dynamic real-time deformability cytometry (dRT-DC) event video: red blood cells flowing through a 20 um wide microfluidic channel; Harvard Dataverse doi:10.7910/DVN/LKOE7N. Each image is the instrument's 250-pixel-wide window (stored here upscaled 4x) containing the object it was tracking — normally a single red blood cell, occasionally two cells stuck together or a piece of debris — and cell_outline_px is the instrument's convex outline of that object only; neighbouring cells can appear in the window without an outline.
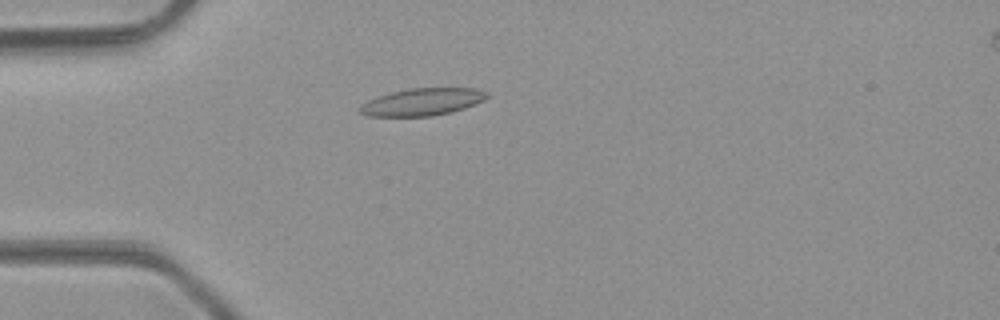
{"species": "common noctule bat (a hibernating species)", "species_latin": "Nyctalus noctula", "temperature_condition": "room temperature", "stored_images_in_passage": 32, "camera_frame_rate_fps": 3000, "um_per_image_px": 0.085, "animal": {"sex": "male", "body_mass_g": 23.1, "forearm_length_mm": 52.7}, "frame": {"image": 1, "passage_image": 1, "time_ms": 0.0, "image_size_px": [1000, 320], "cell_outline_px": [[488, 96], [484, 100], [464, 108], [432, 116], [368, 116], [356, 112], [356, 108], [360, 104], [376, 96], [408, 88], [476, 88], [488, 92]], "centroid_in_image_um": [35.82, 8.66], "position_along_channel_um": 49.2, "area_um2": 20.35}}
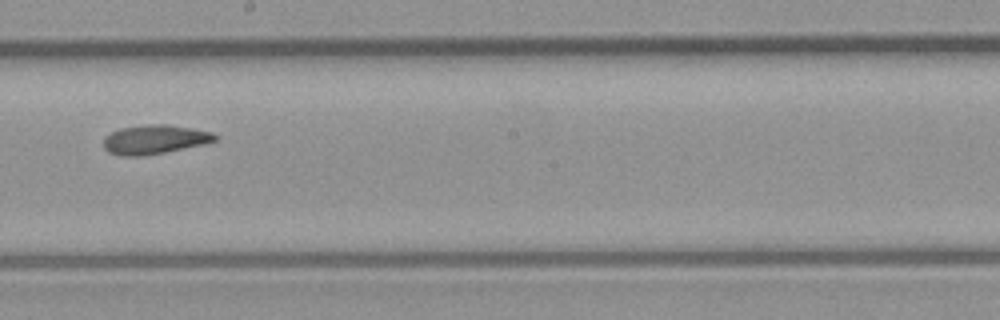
{"frame": {"image": 2, "passage_image": 15, "time_ms": 4.667, "image_size_px": [1000, 320], "cell_outline_px": [[220, 136], [216, 140], [208, 144], [144, 156], [120, 156], [108, 152], [104, 148], [104, 136], [120, 128], [152, 124], [164, 124], [192, 128], [212, 132]], "centroid_in_image_um": [13.18, 11.86], "position_along_channel_um": 235.0, "area_um2": 19.13}}
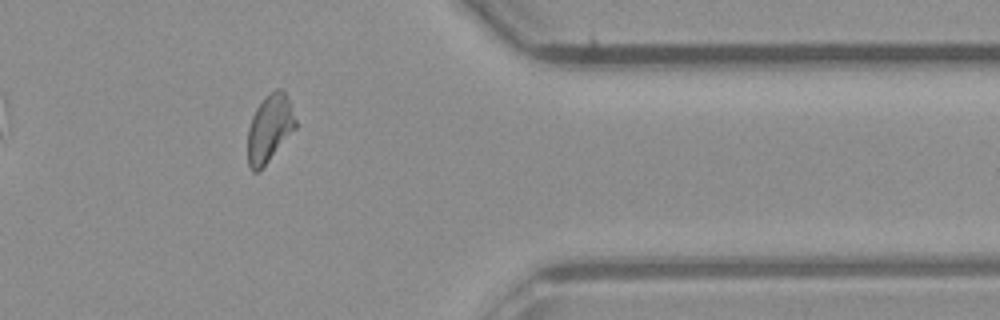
{"frame": {"image": 3, "passage_image": 27, "time_ms": 8.667, "image_size_px": [1000, 320], "cell_outline_px": [[296, 128], [260, 172], [252, 172], [248, 164], [248, 128], [252, 116], [256, 108], [276, 88], [280, 88], [284, 92], [288, 100], [296, 120]], "centroid_in_image_um": [22.9, 10.98], "position_along_channel_um": 388.5, "area_um2": 18.61}, "authors_computed_cell_mechanics": {"area_um2": 19.0451, "velocity_mm_per_s": 4.2833, "shape_relaxation_time_tau1_ms": null, "shape_relaxation_time_tau2_ms": 4.7043, "deformation_change_tau1": null, "deformation_change_tau2": 0.1285}}